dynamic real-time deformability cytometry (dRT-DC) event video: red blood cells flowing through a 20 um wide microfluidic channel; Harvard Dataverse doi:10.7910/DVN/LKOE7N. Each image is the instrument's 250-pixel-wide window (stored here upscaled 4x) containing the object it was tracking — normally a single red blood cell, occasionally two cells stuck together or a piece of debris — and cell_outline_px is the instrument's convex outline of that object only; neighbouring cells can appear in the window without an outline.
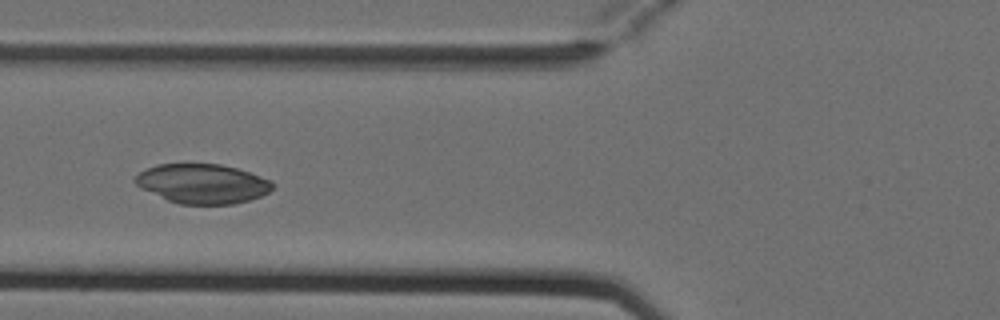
{"species": "Egyptian fruit bat (a non-hibernating species)", "species_latin": "Rousettus aegyptiacus", "temperature_condition": "cold", "stored_images_in_passage": 6, "camera_frame_rate_fps": 3000, "um_per_image_px": 0.085, "animal": {"sex": "female"}, "frame": {"image": 1, "passage_image": 6, "time_ms": 1.667, "image_size_px": [1000, 320], "cell_outline_px": [[272, 188], [268, 192], [260, 196], [248, 200], [232, 204], [180, 204], [168, 200], [140, 188], [132, 180], [140, 172], [156, 164], [220, 164], [236, 168], [272, 180]], "centroid_in_image_um": [17.18, 15.61], "position_along_channel_um": 108.6, "area_um2": 31.39}}